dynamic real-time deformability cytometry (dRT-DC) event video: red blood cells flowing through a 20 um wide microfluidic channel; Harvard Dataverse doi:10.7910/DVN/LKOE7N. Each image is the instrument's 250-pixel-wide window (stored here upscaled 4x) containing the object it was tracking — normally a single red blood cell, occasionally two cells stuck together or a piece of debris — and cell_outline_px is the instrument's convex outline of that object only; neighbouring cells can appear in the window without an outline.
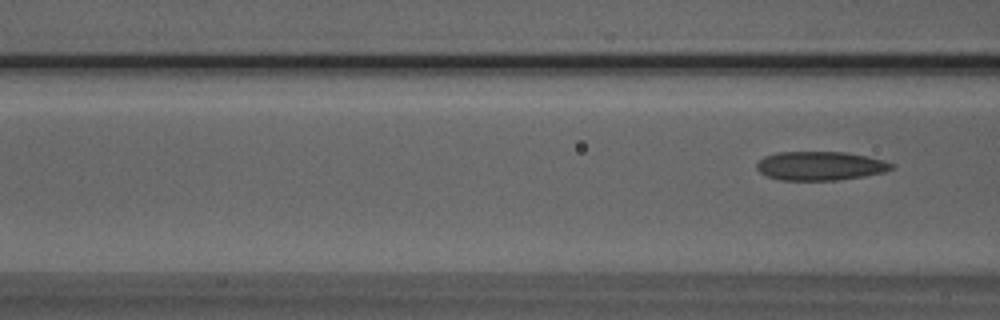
{"species": "Egyptian fruit bat (a non-hibernating species)", "species_latin": "Rousettus aegyptiacus", "temperature_condition": "room temperature", "stored_images_in_passage": 4, "camera_frame_rate_fps": 3000, "um_per_image_px": 0.085, "animal": {"sex": "male"}, "frame": {"image": 1, "passage_image": 4, "time_ms": 3.667, "image_size_px": [1000, 320], "cell_outline_px": [[896, 164], [892, 168], [884, 172], [836, 180], [780, 180], [768, 176], [760, 172], [756, 168], [756, 164], [764, 156], [776, 152], [844, 152], [868, 156], [884, 160]], "centroid_in_image_um": [69.71, 14.09], "position_along_channel_um": 96.9, "area_um2": 22.6}}